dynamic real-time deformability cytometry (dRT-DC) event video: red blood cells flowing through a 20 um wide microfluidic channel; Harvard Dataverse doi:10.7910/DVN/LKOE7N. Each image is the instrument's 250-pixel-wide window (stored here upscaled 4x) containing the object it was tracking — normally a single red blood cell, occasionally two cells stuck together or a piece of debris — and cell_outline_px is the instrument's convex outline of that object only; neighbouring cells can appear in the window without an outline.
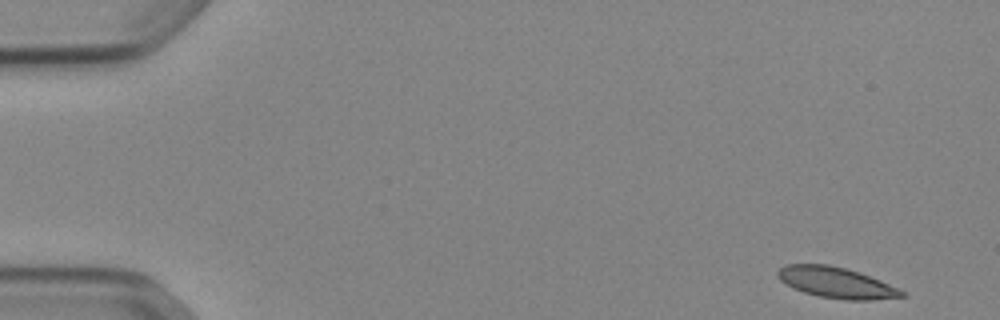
{"species": "Egyptian fruit bat (a non-hibernating species)", "species_latin": "Rousettus aegyptiacus", "temperature_condition": "cold", "stored_images_in_passage": 50, "camera_frame_rate_fps": 3000, "um_per_image_px": 0.085, "animal": {"sex": "female"}, "frame": {"image": 1, "passage_image": 1, "time_ms": 0.0, "image_size_px": [1000, 320], "cell_outline_px": [[908, 296], [872, 300], [844, 300], [820, 296], [804, 292], [792, 288], [780, 280], [776, 272], [780, 268], [788, 264], [828, 264], [844, 268], [880, 280], [904, 292]], "centroid_in_image_um": [71.05, 24.03], "position_along_channel_um": 13.9, "area_um2": 22.02}}
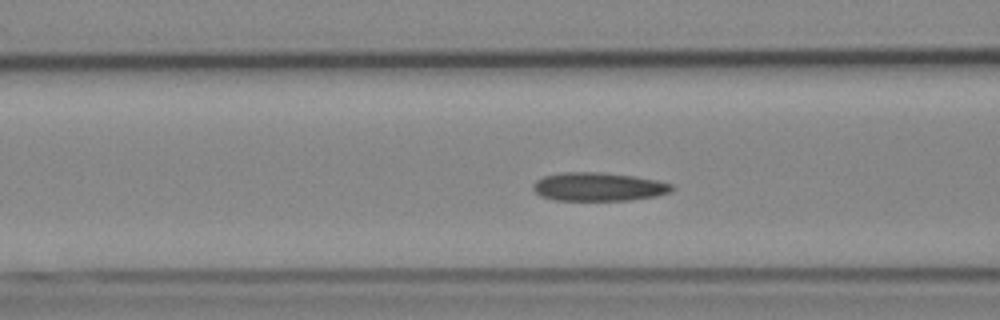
{"frame": {"image": 2, "passage_image": 19, "time_ms": 6.0, "image_size_px": [1000, 320], "cell_outline_px": [[676, 188], [672, 192], [656, 196], [628, 200], [556, 200], [540, 196], [532, 188], [532, 184], [536, 180], [544, 176], [560, 172], [600, 172], [632, 176], [656, 180], [672, 184]], "centroid_in_image_um": [50.87, 15.87], "position_along_channel_um": 115.7, "area_um2": 23.12}}
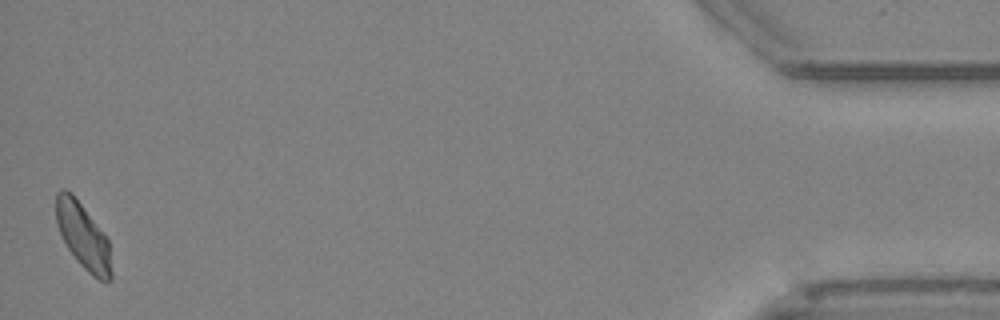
{"frame": {"image": 3, "passage_image": 50, "time_ms": 16.333, "image_size_px": [1000, 320], "cell_outline_px": [[112, 280], [108, 284], [92, 276], [76, 260], [68, 248], [56, 224], [56, 192], [60, 188], [64, 188], [72, 192], [108, 240], [112, 272]], "centroid_in_image_um": [7.06, 20.08], "position_along_channel_um": 428.1, "area_um2": 21.15}, "authors_computed_cell_mechanics": {"area_um2": 22.5131, "velocity_mm_per_s": 3.8593, "shape_relaxation_time_tau1_ms": null, "shape_relaxation_time_tau2_ms": 3.9695, "deformation_change_tau1": null, "deformation_change_tau2": 0.0891}}